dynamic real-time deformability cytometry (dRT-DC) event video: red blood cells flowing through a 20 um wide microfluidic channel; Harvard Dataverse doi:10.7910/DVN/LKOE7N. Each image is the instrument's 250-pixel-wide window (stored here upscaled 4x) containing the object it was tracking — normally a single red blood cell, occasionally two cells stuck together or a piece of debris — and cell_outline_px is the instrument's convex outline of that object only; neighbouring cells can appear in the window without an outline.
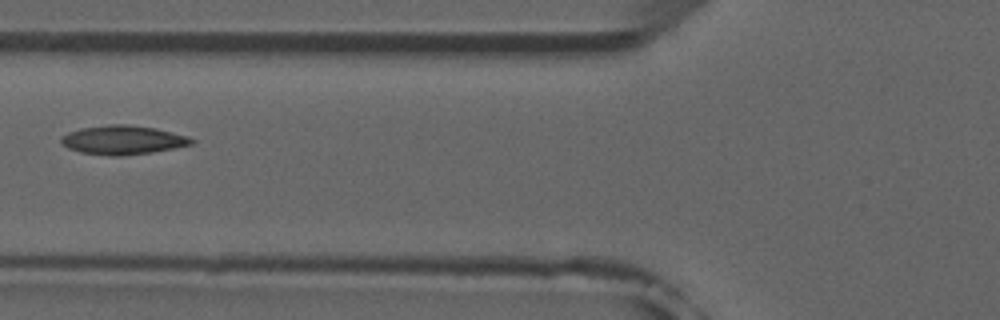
{"species": "common noctule bat (a hibernating species)", "species_latin": "Nyctalus noctula", "temperature_condition": "room temperature", "stored_images_in_passage": 7, "camera_frame_rate_fps": 3000, "um_per_image_px": 0.085, "animal": {"sex": "male", "forearm_length_mm": 52.5}, "frame": {"image": 1, "passage_image": 6, "time_ms": 6.667, "image_size_px": [1000, 320], "cell_outline_px": [[196, 140], [192, 144], [152, 152], [116, 156], [112, 156], [80, 152], [68, 148], [60, 140], [68, 132], [80, 128], [108, 124], [128, 124], [156, 128], [188, 136]], "centroid_in_image_um": [10.46, 11.88], "position_along_channel_um": 115.3, "area_um2": 21.85}}
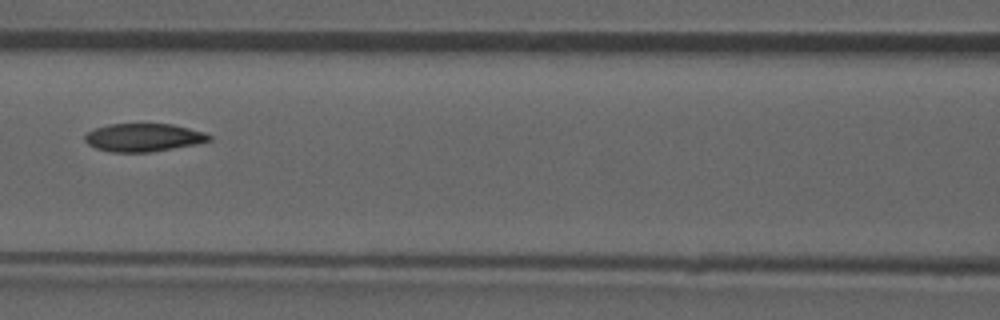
{"frame": {"image": 2, "passage_image": 7, "time_ms": 7.667, "image_size_px": [1000, 320], "cell_outline_px": [[212, 140], [196, 144], [148, 152], [112, 152], [96, 148], [88, 144], [84, 140], [84, 136], [88, 132], [96, 128], [108, 124], [172, 124], [204, 132], [212, 136]], "centroid_in_image_um": [12.19, 11.68], "position_along_channel_um": 154.4, "area_um2": 20.17}}